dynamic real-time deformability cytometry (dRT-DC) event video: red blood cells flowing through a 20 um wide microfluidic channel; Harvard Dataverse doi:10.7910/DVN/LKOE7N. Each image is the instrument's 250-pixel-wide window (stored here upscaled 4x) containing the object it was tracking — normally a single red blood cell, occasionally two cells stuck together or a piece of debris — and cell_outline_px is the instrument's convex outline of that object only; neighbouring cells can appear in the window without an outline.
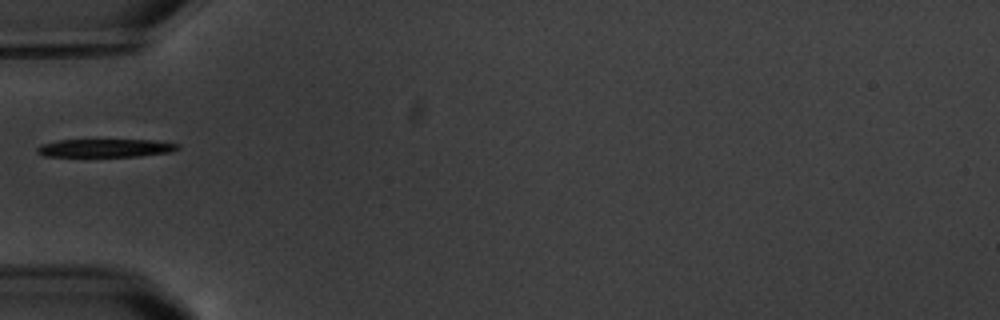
{"species": "common noctule bat (a hibernating species)", "species_latin": "Nyctalus noctula", "temperature_condition": "warm", "stored_images_in_passage": 6, "camera_frame_rate_fps": 3000, "um_per_image_px": 0.085, "animal": {"sex": "male", "body_mass_g": 20.1, "forearm_length_mm": 53.5}, "frame": {"image": 1, "passage_image": 2, "time_ms": 1.333, "image_size_px": [1000, 320], "cell_outline_px": [[180, 148], [172, 152], [140, 156], [44, 156], [36, 152], [36, 148], [40, 144], [56, 140], [156, 140], [180, 144]], "centroid_in_image_um": [8.98, 12.58], "position_along_channel_um": 76.0, "area_um2": 14.97}}
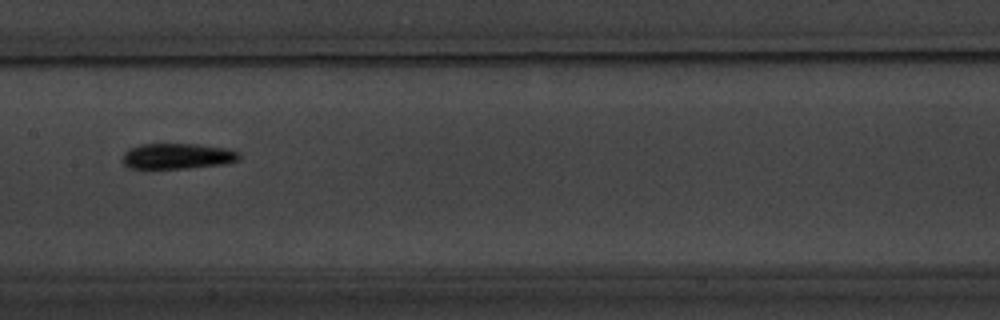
{"frame": {"image": 2, "passage_image": 5, "time_ms": 4.667, "image_size_px": [1000, 320], "cell_outline_px": [[240, 160], [228, 164], [188, 168], [132, 168], [124, 164], [120, 160], [124, 152], [128, 148], [140, 144], [196, 144], [228, 148], [240, 152]], "centroid_in_image_um": [15.11, 13.27], "position_along_channel_um": 192.3, "area_um2": 17.74}}
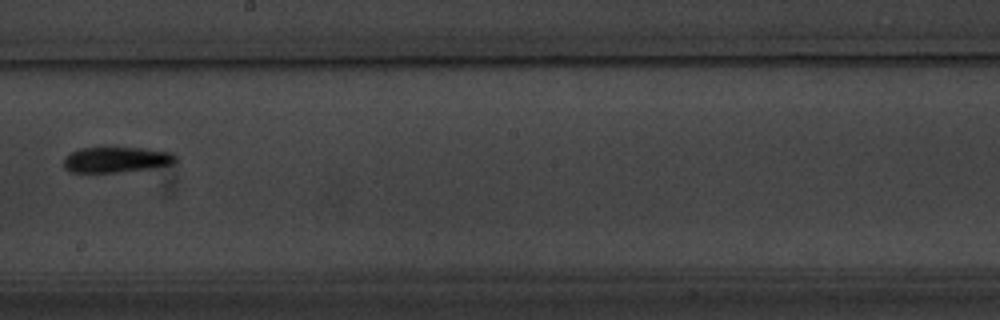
{"frame": {"image": 3, "passage_image": 6, "time_ms": 6.0, "image_size_px": [1000, 320], "cell_outline_px": [[176, 160], [172, 164], [156, 168], [116, 172], [72, 172], [64, 168], [64, 156], [80, 148], [144, 148], [172, 152], [176, 156]], "centroid_in_image_um": [9.91, 13.57], "position_along_channel_um": 238.3, "area_um2": 16.7}}